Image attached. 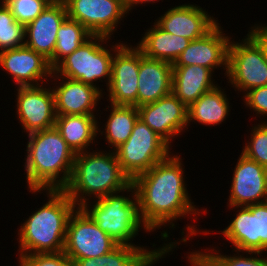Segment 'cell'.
<instances>
[{
	"label": "cell",
	"instance_id": "obj_1",
	"mask_svg": "<svg viewBox=\"0 0 267 266\" xmlns=\"http://www.w3.org/2000/svg\"><path fill=\"white\" fill-rule=\"evenodd\" d=\"M172 153L157 162L147 172L132 180L138 200L139 216L142 223L150 232L161 229L162 226L175 228L178 219L197 217L207 213L199 209L190 199L185 184V167L182 158ZM196 206V207H195ZM203 213H200L202 212ZM191 216H190V215ZM182 217V218H181Z\"/></svg>",
	"mask_w": 267,
	"mask_h": 266
},
{
	"label": "cell",
	"instance_id": "obj_2",
	"mask_svg": "<svg viewBox=\"0 0 267 266\" xmlns=\"http://www.w3.org/2000/svg\"><path fill=\"white\" fill-rule=\"evenodd\" d=\"M24 172L29 190H64L75 152L54 127L28 134ZM62 174V175H61Z\"/></svg>",
	"mask_w": 267,
	"mask_h": 266
},
{
	"label": "cell",
	"instance_id": "obj_3",
	"mask_svg": "<svg viewBox=\"0 0 267 266\" xmlns=\"http://www.w3.org/2000/svg\"><path fill=\"white\" fill-rule=\"evenodd\" d=\"M47 194V202L18 228L20 256L64 250L67 222L76 205L64 190H28Z\"/></svg>",
	"mask_w": 267,
	"mask_h": 266
},
{
	"label": "cell",
	"instance_id": "obj_4",
	"mask_svg": "<svg viewBox=\"0 0 267 266\" xmlns=\"http://www.w3.org/2000/svg\"><path fill=\"white\" fill-rule=\"evenodd\" d=\"M98 151L87 150L75 154L72 174L64 191L76 207L90 202L92 198L94 200L126 190L132 184L113 150Z\"/></svg>",
	"mask_w": 267,
	"mask_h": 266
},
{
	"label": "cell",
	"instance_id": "obj_5",
	"mask_svg": "<svg viewBox=\"0 0 267 266\" xmlns=\"http://www.w3.org/2000/svg\"><path fill=\"white\" fill-rule=\"evenodd\" d=\"M124 192H132V196H125ZM94 200L93 203L86 202L81 208L119 245L138 246L132 241L141 228L146 233L150 232L140 219L138 200L132 184L126 190Z\"/></svg>",
	"mask_w": 267,
	"mask_h": 266
},
{
	"label": "cell",
	"instance_id": "obj_6",
	"mask_svg": "<svg viewBox=\"0 0 267 266\" xmlns=\"http://www.w3.org/2000/svg\"><path fill=\"white\" fill-rule=\"evenodd\" d=\"M109 39L111 38L103 35H92L72 54L65 57L53 72L58 76L97 87L104 93V88L101 89L96 82H103L104 79L106 87L109 86L114 53L123 44V41H120L108 49L110 44L106 43L111 42Z\"/></svg>",
	"mask_w": 267,
	"mask_h": 266
},
{
	"label": "cell",
	"instance_id": "obj_7",
	"mask_svg": "<svg viewBox=\"0 0 267 266\" xmlns=\"http://www.w3.org/2000/svg\"><path fill=\"white\" fill-rule=\"evenodd\" d=\"M171 149L163 138L138 118L130 137L114 152L123 172L132 181L173 153Z\"/></svg>",
	"mask_w": 267,
	"mask_h": 266
},
{
	"label": "cell",
	"instance_id": "obj_8",
	"mask_svg": "<svg viewBox=\"0 0 267 266\" xmlns=\"http://www.w3.org/2000/svg\"><path fill=\"white\" fill-rule=\"evenodd\" d=\"M247 36V37H246ZM228 49V83L238 93L267 85V64L262 46L248 33Z\"/></svg>",
	"mask_w": 267,
	"mask_h": 266
},
{
	"label": "cell",
	"instance_id": "obj_9",
	"mask_svg": "<svg viewBox=\"0 0 267 266\" xmlns=\"http://www.w3.org/2000/svg\"><path fill=\"white\" fill-rule=\"evenodd\" d=\"M118 245L81 207L71 213L63 250L70 260L101 257Z\"/></svg>",
	"mask_w": 267,
	"mask_h": 266
},
{
	"label": "cell",
	"instance_id": "obj_10",
	"mask_svg": "<svg viewBox=\"0 0 267 266\" xmlns=\"http://www.w3.org/2000/svg\"><path fill=\"white\" fill-rule=\"evenodd\" d=\"M229 209H238L235 218L217 233L231 242L235 250L267 253V202Z\"/></svg>",
	"mask_w": 267,
	"mask_h": 266
},
{
	"label": "cell",
	"instance_id": "obj_11",
	"mask_svg": "<svg viewBox=\"0 0 267 266\" xmlns=\"http://www.w3.org/2000/svg\"><path fill=\"white\" fill-rule=\"evenodd\" d=\"M67 16L82 24L92 35L112 38L127 16L126 0H68Z\"/></svg>",
	"mask_w": 267,
	"mask_h": 266
},
{
	"label": "cell",
	"instance_id": "obj_12",
	"mask_svg": "<svg viewBox=\"0 0 267 266\" xmlns=\"http://www.w3.org/2000/svg\"><path fill=\"white\" fill-rule=\"evenodd\" d=\"M139 64L140 49L136 45L126 42L115 51L107 87L109 104L137 107Z\"/></svg>",
	"mask_w": 267,
	"mask_h": 266
},
{
	"label": "cell",
	"instance_id": "obj_13",
	"mask_svg": "<svg viewBox=\"0 0 267 266\" xmlns=\"http://www.w3.org/2000/svg\"><path fill=\"white\" fill-rule=\"evenodd\" d=\"M45 87V88H44ZM16 115L28 134L55 126V97L52 87L45 85L17 87Z\"/></svg>",
	"mask_w": 267,
	"mask_h": 266
},
{
	"label": "cell",
	"instance_id": "obj_14",
	"mask_svg": "<svg viewBox=\"0 0 267 266\" xmlns=\"http://www.w3.org/2000/svg\"><path fill=\"white\" fill-rule=\"evenodd\" d=\"M137 109L139 119L170 146L173 143L172 139L182 135L181 133L188 129V107L173 93Z\"/></svg>",
	"mask_w": 267,
	"mask_h": 266
},
{
	"label": "cell",
	"instance_id": "obj_15",
	"mask_svg": "<svg viewBox=\"0 0 267 266\" xmlns=\"http://www.w3.org/2000/svg\"><path fill=\"white\" fill-rule=\"evenodd\" d=\"M233 171L227 206L247 207L267 202V168L242 153Z\"/></svg>",
	"mask_w": 267,
	"mask_h": 266
},
{
	"label": "cell",
	"instance_id": "obj_16",
	"mask_svg": "<svg viewBox=\"0 0 267 266\" xmlns=\"http://www.w3.org/2000/svg\"><path fill=\"white\" fill-rule=\"evenodd\" d=\"M223 27L217 23L201 38L190 42L179 55L172 66L199 65L214 70L222 69L225 76L228 72V49L231 37L223 32Z\"/></svg>",
	"mask_w": 267,
	"mask_h": 266
},
{
	"label": "cell",
	"instance_id": "obj_17",
	"mask_svg": "<svg viewBox=\"0 0 267 266\" xmlns=\"http://www.w3.org/2000/svg\"><path fill=\"white\" fill-rule=\"evenodd\" d=\"M197 225L189 224L186 225V231L182 229L180 242H168L159 246L157 249L156 244L153 243L152 248H145L144 246H133V245H118L108 254L102 255L96 258H85L74 260L77 266H146L152 259L161 255L167 248H176L177 245L187 243L191 237L196 236L197 233H203L204 235L210 234L209 230L201 231L197 229ZM186 233H185V232ZM200 231V232H199ZM187 234V235H185ZM155 246V247H154ZM154 247V249H153Z\"/></svg>",
	"mask_w": 267,
	"mask_h": 266
},
{
	"label": "cell",
	"instance_id": "obj_18",
	"mask_svg": "<svg viewBox=\"0 0 267 266\" xmlns=\"http://www.w3.org/2000/svg\"><path fill=\"white\" fill-rule=\"evenodd\" d=\"M0 67L17 87L46 84L53 72L48 60L26 45L1 51Z\"/></svg>",
	"mask_w": 267,
	"mask_h": 266
},
{
	"label": "cell",
	"instance_id": "obj_19",
	"mask_svg": "<svg viewBox=\"0 0 267 266\" xmlns=\"http://www.w3.org/2000/svg\"><path fill=\"white\" fill-rule=\"evenodd\" d=\"M53 81H60L52 87L56 115H94L95 111L97 112V103L99 104L103 97L97 87L58 76L54 72L50 77V82Z\"/></svg>",
	"mask_w": 267,
	"mask_h": 266
},
{
	"label": "cell",
	"instance_id": "obj_20",
	"mask_svg": "<svg viewBox=\"0 0 267 266\" xmlns=\"http://www.w3.org/2000/svg\"><path fill=\"white\" fill-rule=\"evenodd\" d=\"M155 23L165 32L193 41L209 32L218 20L204 8L188 3L168 9Z\"/></svg>",
	"mask_w": 267,
	"mask_h": 266
},
{
	"label": "cell",
	"instance_id": "obj_21",
	"mask_svg": "<svg viewBox=\"0 0 267 266\" xmlns=\"http://www.w3.org/2000/svg\"><path fill=\"white\" fill-rule=\"evenodd\" d=\"M67 17L66 6L48 5L25 26V45L49 61L56 47L57 31Z\"/></svg>",
	"mask_w": 267,
	"mask_h": 266
},
{
	"label": "cell",
	"instance_id": "obj_22",
	"mask_svg": "<svg viewBox=\"0 0 267 266\" xmlns=\"http://www.w3.org/2000/svg\"><path fill=\"white\" fill-rule=\"evenodd\" d=\"M172 93V64L151 59L140 50L137 107L153 103Z\"/></svg>",
	"mask_w": 267,
	"mask_h": 266
},
{
	"label": "cell",
	"instance_id": "obj_23",
	"mask_svg": "<svg viewBox=\"0 0 267 266\" xmlns=\"http://www.w3.org/2000/svg\"><path fill=\"white\" fill-rule=\"evenodd\" d=\"M214 73L199 65L172 66V93L188 107L218 85L212 79Z\"/></svg>",
	"mask_w": 267,
	"mask_h": 266
},
{
	"label": "cell",
	"instance_id": "obj_24",
	"mask_svg": "<svg viewBox=\"0 0 267 266\" xmlns=\"http://www.w3.org/2000/svg\"><path fill=\"white\" fill-rule=\"evenodd\" d=\"M97 116L98 114L57 115L55 128L75 153L85 152L87 149L90 150L88 146H92L93 142L98 140Z\"/></svg>",
	"mask_w": 267,
	"mask_h": 266
},
{
	"label": "cell",
	"instance_id": "obj_25",
	"mask_svg": "<svg viewBox=\"0 0 267 266\" xmlns=\"http://www.w3.org/2000/svg\"><path fill=\"white\" fill-rule=\"evenodd\" d=\"M190 42L191 40L183 36L165 32L154 22L136 46L148 58L173 64Z\"/></svg>",
	"mask_w": 267,
	"mask_h": 266
},
{
	"label": "cell",
	"instance_id": "obj_26",
	"mask_svg": "<svg viewBox=\"0 0 267 266\" xmlns=\"http://www.w3.org/2000/svg\"><path fill=\"white\" fill-rule=\"evenodd\" d=\"M224 90L225 88L222 89L217 85L191 103L187 110L188 126L195 121L205 126H217L224 123L232 108Z\"/></svg>",
	"mask_w": 267,
	"mask_h": 266
},
{
	"label": "cell",
	"instance_id": "obj_27",
	"mask_svg": "<svg viewBox=\"0 0 267 266\" xmlns=\"http://www.w3.org/2000/svg\"><path fill=\"white\" fill-rule=\"evenodd\" d=\"M109 105L110 115L107 116V121L104 124L105 129L101 131L100 123L98 124V136L99 134L105 135L108 148L113 147L112 150L114 151L130 137L133 126L139 118V113L135 106Z\"/></svg>",
	"mask_w": 267,
	"mask_h": 266
},
{
	"label": "cell",
	"instance_id": "obj_28",
	"mask_svg": "<svg viewBox=\"0 0 267 266\" xmlns=\"http://www.w3.org/2000/svg\"><path fill=\"white\" fill-rule=\"evenodd\" d=\"M215 249L216 247L213 249L207 248L204 251H190V253H187V263L189 262L188 264L192 266H267V256L264 255L263 258L262 252L239 251L234 249V255L230 254L229 256L221 253L220 249ZM240 252L242 255H240Z\"/></svg>",
	"mask_w": 267,
	"mask_h": 266
},
{
	"label": "cell",
	"instance_id": "obj_29",
	"mask_svg": "<svg viewBox=\"0 0 267 266\" xmlns=\"http://www.w3.org/2000/svg\"><path fill=\"white\" fill-rule=\"evenodd\" d=\"M92 34L78 21L67 17L57 31V43L52 58L48 61L54 69L65 57L72 54Z\"/></svg>",
	"mask_w": 267,
	"mask_h": 266
},
{
	"label": "cell",
	"instance_id": "obj_30",
	"mask_svg": "<svg viewBox=\"0 0 267 266\" xmlns=\"http://www.w3.org/2000/svg\"><path fill=\"white\" fill-rule=\"evenodd\" d=\"M25 45V25L18 23L4 2L0 3V52Z\"/></svg>",
	"mask_w": 267,
	"mask_h": 266
},
{
	"label": "cell",
	"instance_id": "obj_31",
	"mask_svg": "<svg viewBox=\"0 0 267 266\" xmlns=\"http://www.w3.org/2000/svg\"><path fill=\"white\" fill-rule=\"evenodd\" d=\"M267 119L251 129L250 138L242 148V154L267 168Z\"/></svg>",
	"mask_w": 267,
	"mask_h": 266
},
{
	"label": "cell",
	"instance_id": "obj_32",
	"mask_svg": "<svg viewBox=\"0 0 267 266\" xmlns=\"http://www.w3.org/2000/svg\"><path fill=\"white\" fill-rule=\"evenodd\" d=\"M3 2L10 9L14 19L25 26L49 5L45 0H3Z\"/></svg>",
	"mask_w": 267,
	"mask_h": 266
},
{
	"label": "cell",
	"instance_id": "obj_33",
	"mask_svg": "<svg viewBox=\"0 0 267 266\" xmlns=\"http://www.w3.org/2000/svg\"><path fill=\"white\" fill-rule=\"evenodd\" d=\"M18 266H62L69 258L65 253H36L18 257Z\"/></svg>",
	"mask_w": 267,
	"mask_h": 266
},
{
	"label": "cell",
	"instance_id": "obj_34",
	"mask_svg": "<svg viewBox=\"0 0 267 266\" xmlns=\"http://www.w3.org/2000/svg\"><path fill=\"white\" fill-rule=\"evenodd\" d=\"M242 98L245 107L253 110L256 117L267 116V85L249 90Z\"/></svg>",
	"mask_w": 267,
	"mask_h": 266
},
{
	"label": "cell",
	"instance_id": "obj_35",
	"mask_svg": "<svg viewBox=\"0 0 267 266\" xmlns=\"http://www.w3.org/2000/svg\"><path fill=\"white\" fill-rule=\"evenodd\" d=\"M248 33L262 46L263 54L267 64V24H254Z\"/></svg>",
	"mask_w": 267,
	"mask_h": 266
},
{
	"label": "cell",
	"instance_id": "obj_36",
	"mask_svg": "<svg viewBox=\"0 0 267 266\" xmlns=\"http://www.w3.org/2000/svg\"><path fill=\"white\" fill-rule=\"evenodd\" d=\"M156 3L158 2V0H126V6H127V10H128V14L129 11L131 12L132 9H134V7L138 6V5H142L143 3Z\"/></svg>",
	"mask_w": 267,
	"mask_h": 266
},
{
	"label": "cell",
	"instance_id": "obj_37",
	"mask_svg": "<svg viewBox=\"0 0 267 266\" xmlns=\"http://www.w3.org/2000/svg\"><path fill=\"white\" fill-rule=\"evenodd\" d=\"M173 251H174V248H167L161 255L152 259L146 266H154L159 261V259L166 258L165 256L167 254L170 255L169 252L173 253Z\"/></svg>",
	"mask_w": 267,
	"mask_h": 266
},
{
	"label": "cell",
	"instance_id": "obj_38",
	"mask_svg": "<svg viewBox=\"0 0 267 266\" xmlns=\"http://www.w3.org/2000/svg\"><path fill=\"white\" fill-rule=\"evenodd\" d=\"M49 5H63L66 6L68 0H45Z\"/></svg>",
	"mask_w": 267,
	"mask_h": 266
},
{
	"label": "cell",
	"instance_id": "obj_39",
	"mask_svg": "<svg viewBox=\"0 0 267 266\" xmlns=\"http://www.w3.org/2000/svg\"><path fill=\"white\" fill-rule=\"evenodd\" d=\"M62 266H77L74 260L68 259Z\"/></svg>",
	"mask_w": 267,
	"mask_h": 266
}]
</instances>
